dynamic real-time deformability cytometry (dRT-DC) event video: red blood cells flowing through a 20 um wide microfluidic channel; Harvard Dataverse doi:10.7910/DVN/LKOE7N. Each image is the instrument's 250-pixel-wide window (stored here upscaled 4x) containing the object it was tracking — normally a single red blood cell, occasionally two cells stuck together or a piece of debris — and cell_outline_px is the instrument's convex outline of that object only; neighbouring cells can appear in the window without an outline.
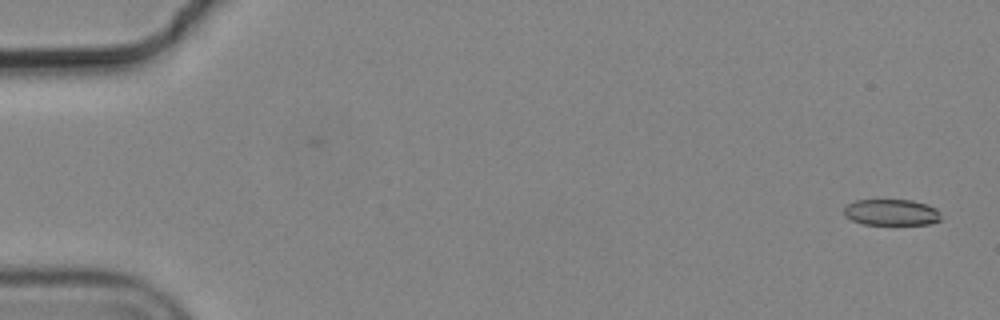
{"species": "common noctule bat (a hibernating species)", "species_latin": "Nyctalus noctula", "temperature_condition": "cold", "stored_images_in_passage": 14, "camera_frame_rate_fps": 3000, "um_per_image_px": 0.085, "animal": {"sex": "male", "body_mass_g": 19.2, "forearm_length_mm": 51.8}, "frame": {"image": 1, "passage_image": 1, "time_ms": 0.0, "image_size_px": [1000, 320], "cell_outline_px": [[940, 220], [928, 224], [864, 224], [852, 220], [844, 216], [844, 208], [848, 204], [856, 200], [912, 200], [928, 204], [936, 208], [940, 212]], "centroid_in_image_um": [75.78, 18.04], "position_along_channel_um": 9.2, "area_um2": 14.8}}
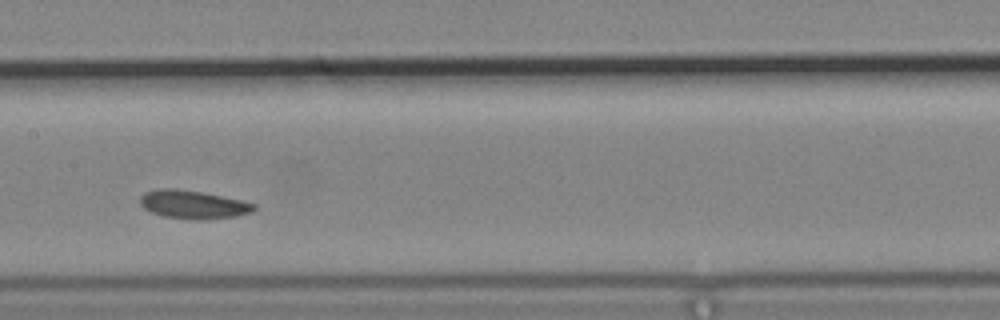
{"frame": {"image": 2, "passage_image": 9, "time_ms": 2.667, "image_size_px": [1000, 320], "cell_outline_px": [[256, 208], [252, 212], [236, 216], [200, 220], [196, 220], [164, 216], [152, 212], [144, 208], [140, 204], [140, 196], [144, 192], [160, 188], [176, 188], [200, 192], [240, 200], [256, 204]], "centroid_in_image_um": [16.39, 17.38], "position_along_channel_um": 191.0, "area_um2": 18.67}}
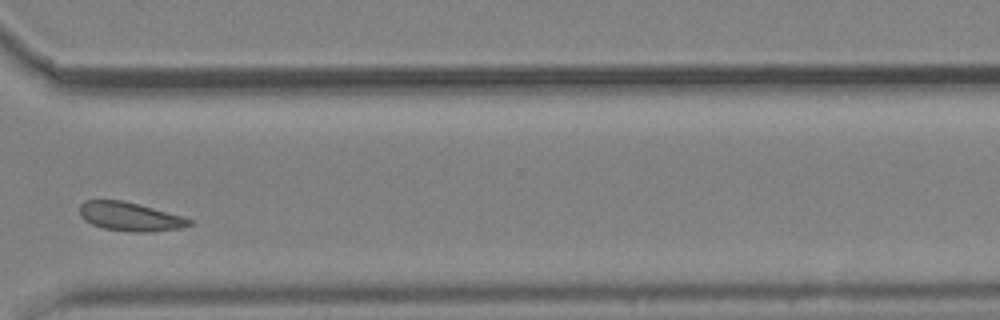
{"frame": {"image": 3, "passage_image": 13, "time_ms": 4.0, "image_size_px": [1000, 320], "cell_outline_px": [[192, 224], [184, 228], [148, 232], [132, 232], [104, 228], [92, 224], [84, 220], [80, 216], [80, 204], [84, 200], [124, 200], [180, 216], [192, 220]], "centroid_in_image_um": [11.02, 18.41], "position_along_channel_um": 359.6, "area_um2": 18.26}}